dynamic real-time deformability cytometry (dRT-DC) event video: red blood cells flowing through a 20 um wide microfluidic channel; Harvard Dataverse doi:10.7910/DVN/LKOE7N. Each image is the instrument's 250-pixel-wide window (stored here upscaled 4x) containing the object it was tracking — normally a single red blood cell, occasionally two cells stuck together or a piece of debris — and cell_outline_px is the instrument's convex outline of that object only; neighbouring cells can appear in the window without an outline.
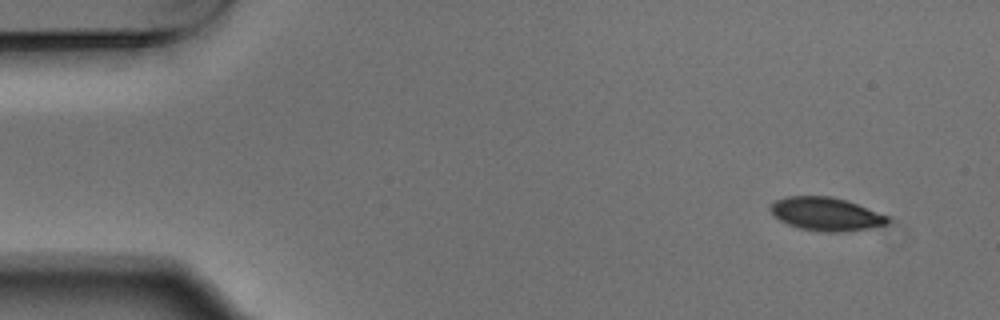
{"species": "Egyptian fruit bat (a non-hibernating species)", "species_latin": "Rousettus aegyptiacus", "temperature_condition": "warm", "stored_images_in_passage": 4, "camera_frame_rate_fps": 3000, "um_per_image_px": 0.085, "animal": {"sex": "male"}, "frame": {"image": 1, "passage_image": 1, "time_ms": 0.0, "image_size_px": [1000, 320], "cell_outline_px": [[888, 220], [884, 224], [868, 228], [840, 232], [828, 232], [800, 228], [788, 224], [780, 220], [768, 208], [776, 200], [788, 196], [832, 196], [856, 204], [888, 216]], "centroid_in_image_um": [70.17, 18.18], "position_along_channel_um": 14.8, "area_um2": 22.2}}
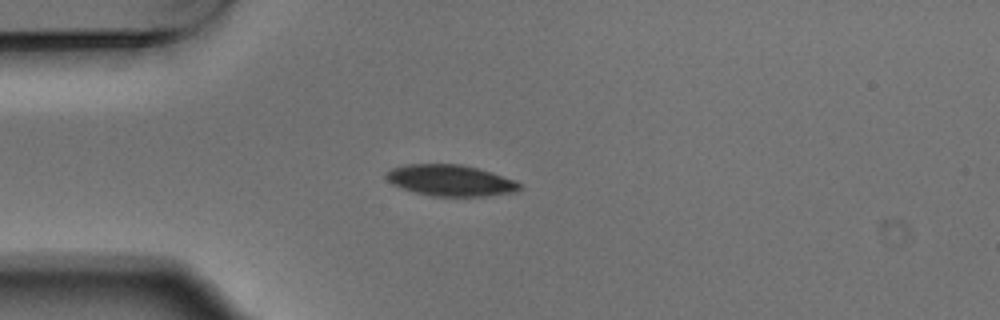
{"frame": {"image": 2, "passage_image": 4, "time_ms": 1.0, "image_size_px": [1000, 320], "cell_outline_px": [[520, 188], [516, 192], [484, 196], [432, 196], [416, 192], [392, 184], [384, 176], [392, 168], [408, 164], [460, 164], [492, 172], [516, 180], [520, 184]], "centroid_in_image_um": [38.31, 15.33], "position_along_channel_um": 46.7, "area_um2": 24.04}}